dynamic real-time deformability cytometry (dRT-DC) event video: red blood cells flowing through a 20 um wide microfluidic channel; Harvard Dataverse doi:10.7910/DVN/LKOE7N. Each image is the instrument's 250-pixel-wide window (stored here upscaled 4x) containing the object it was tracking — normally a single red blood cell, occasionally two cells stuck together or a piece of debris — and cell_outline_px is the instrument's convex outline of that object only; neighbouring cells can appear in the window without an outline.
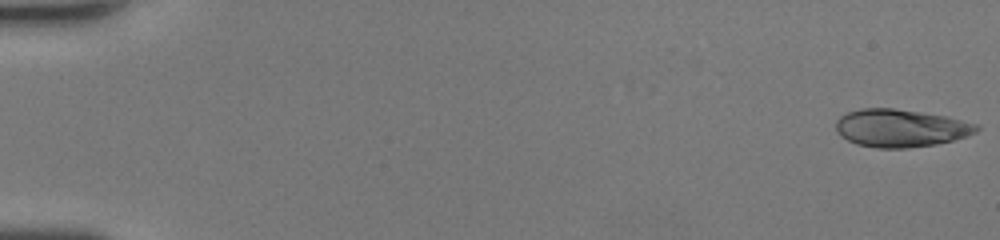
{"species": "human", "species_latin": "Homo sapiens", "temperature_condition": "room temperature", "stored_images_in_passage": 48, "camera_frame_rate_fps": 3000, "um_per_image_px": 0.085, "donor": {"sex": "female"}, "frame": {"image": 1, "passage_image": 1, "time_ms": 0.0, "image_size_px": [1000, 240], "cell_outline_px": [[980, 128], [976, 132], [968, 136], [936, 144], [908, 148], [876, 148], [856, 144], [840, 136], [836, 132], [836, 120], [840, 116], [848, 112], [860, 108], [892, 108], [920, 112], [944, 116], [976, 124]], "centroid_in_image_um": [76.51, 10.89], "position_along_channel_um": 8.5, "area_um2": 30.87}}
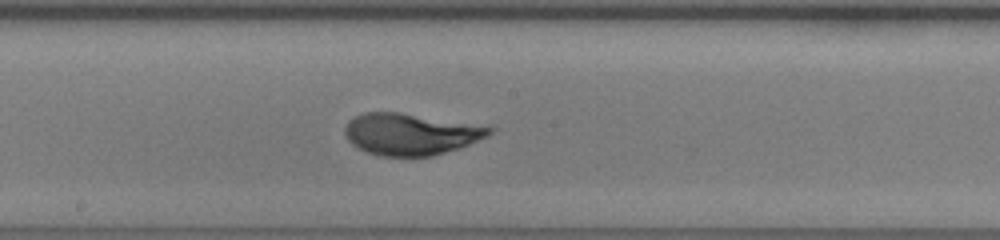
{"frame": {"image": 2, "passage_image": 27, "time_ms": 8.667, "image_size_px": [1000, 240], "cell_outline_px": [[496, 128], [488, 136], [468, 144], [432, 156], [380, 156], [368, 152], [352, 144], [348, 140], [344, 132], [344, 128], [348, 120], [364, 112], [400, 112], [488, 124]], "centroid_in_image_um": [34.97, 11.36], "position_along_channel_um": 213.2, "area_um2": 35.55}}
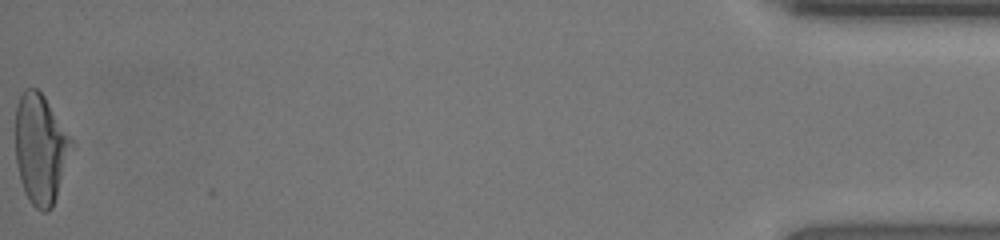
{"frame": {"image": 3, "passage_image": 48, "time_ms": 15.667, "image_size_px": [1000, 240], "cell_outline_px": [[72, 144], [56, 196], [52, 208], [48, 212], [44, 212], [36, 208], [32, 204], [24, 192], [20, 180], [16, 160], [16, 104], [24, 88], [36, 88], [44, 96], [72, 136]], "centroid_in_image_um": [3.43, 12.62], "position_along_channel_um": 431.8, "area_um2": 35.55}, "authors_computed_cell_mechanics": {"area_um2": 33.9575, "velocity_mm_per_s": 4.4358, "shape_relaxation_time_tau1_ms": 2.292, "shape_relaxation_time_tau2_ms": null, "deformation_change_tau1": 0.1445, "deformation_change_tau2": null}}